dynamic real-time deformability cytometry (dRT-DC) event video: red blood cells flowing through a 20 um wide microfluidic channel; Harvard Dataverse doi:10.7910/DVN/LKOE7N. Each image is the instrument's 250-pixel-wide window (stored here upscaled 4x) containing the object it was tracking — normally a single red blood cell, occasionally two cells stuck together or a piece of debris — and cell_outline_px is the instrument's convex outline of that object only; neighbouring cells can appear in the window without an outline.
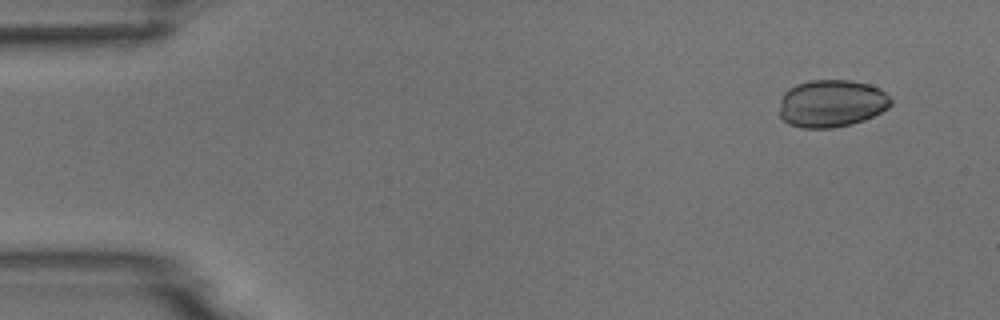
{"species": "common noctule bat (a hibernating species)", "species_latin": "Nyctalus noctula", "temperature_condition": "room temperature", "stored_images_in_passage": 4, "camera_frame_rate_fps": 3000, "um_per_image_px": 0.085, "animal": {"sex": "male", "body_mass_g": 18.8}, "frame": {"image": 1, "passage_image": 1, "time_ms": 0.0, "image_size_px": [1000, 320], "cell_outline_px": [[892, 104], [888, 108], [864, 120], [852, 124], [832, 128], [804, 128], [788, 124], [780, 116], [780, 100], [784, 92], [788, 88], [796, 84], [808, 80], [848, 80], [868, 84], [880, 88], [892, 100]], "centroid_in_image_um": [70.67, 8.79], "position_along_channel_um": 14.3, "area_um2": 30.98}}
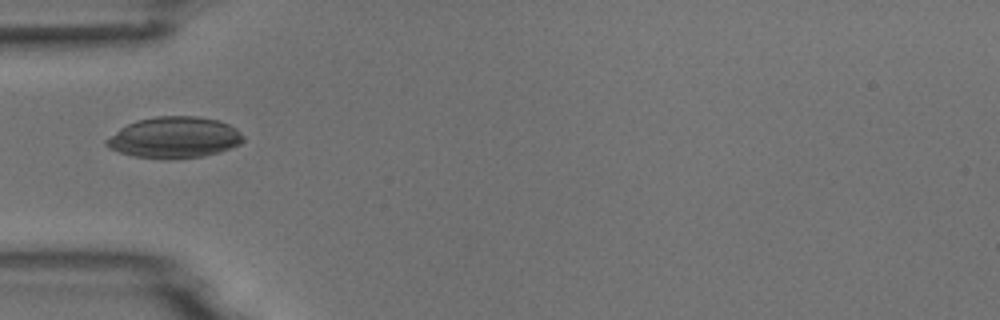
{"frame": {"image": 2, "passage_image": 4, "time_ms": 4.333, "image_size_px": [1000, 320], "cell_outline_px": [[244, 140], [240, 144], [220, 152], [204, 156], [168, 160], [132, 156], [108, 148], [104, 144], [104, 140], [120, 128], [136, 120], [156, 116], [196, 116], [220, 120], [236, 128], [244, 136]], "centroid_in_image_um": [14.81, 11.69], "position_along_channel_um": 70.2, "area_um2": 33.23}}